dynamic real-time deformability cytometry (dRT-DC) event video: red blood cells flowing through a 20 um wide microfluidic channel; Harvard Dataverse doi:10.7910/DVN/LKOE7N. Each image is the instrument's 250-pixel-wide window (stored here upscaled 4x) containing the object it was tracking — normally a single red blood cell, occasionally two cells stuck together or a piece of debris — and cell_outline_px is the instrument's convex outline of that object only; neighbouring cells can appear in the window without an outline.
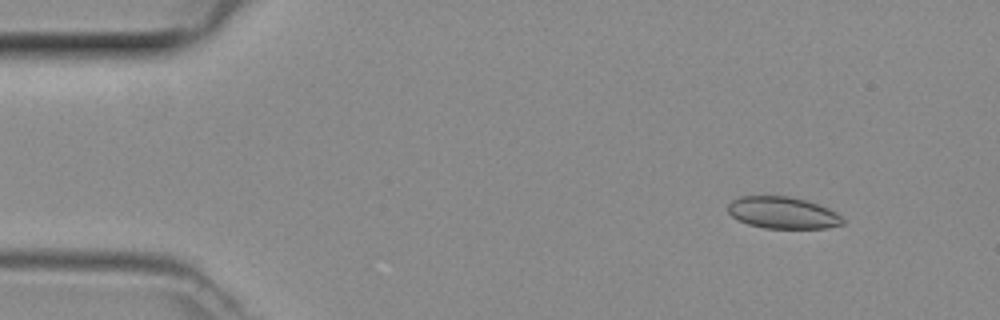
{"species": "common noctule bat (a hibernating species)", "species_latin": "Nyctalus noctula", "temperature_condition": "room temperature", "stored_images_in_passage": 48, "camera_frame_rate_fps": 3000, "um_per_image_px": 0.085, "animal": {"sex": "female", "body_mass_g": 29.2, "forearm_length_mm": 56.3}, "frame": {"image": 1, "passage_image": 5, "time_ms": 1.333, "image_size_px": [1000, 320], "cell_outline_px": [[844, 224], [828, 228], [764, 228], [748, 224], [736, 220], [728, 212], [728, 204], [732, 200], [740, 196], [788, 196], [804, 200], [828, 208], [836, 212], [844, 220]], "centroid_in_image_um": [66.51, 18.09], "position_along_channel_um": 18.5, "area_um2": 21.27}}
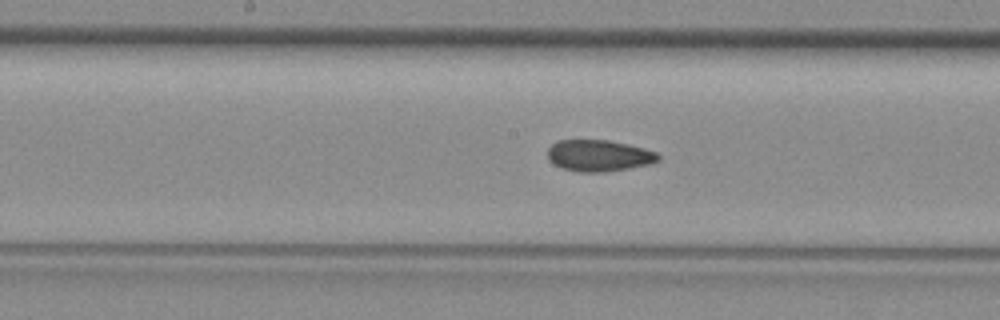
{"frame": {"image": 2, "passage_image": 24, "time_ms": 7.667, "image_size_px": [1000, 320], "cell_outline_px": [[660, 160], [648, 164], [628, 168], [604, 172], [576, 172], [564, 168], [548, 160], [548, 148], [556, 140], [608, 140], [628, 144], [644, 148], [656, 152], [660, 156]], "centroid_in_image_um": [50.9, 13.22], "position_along_channel_um": 197.3, "area_um2": 20.23}}
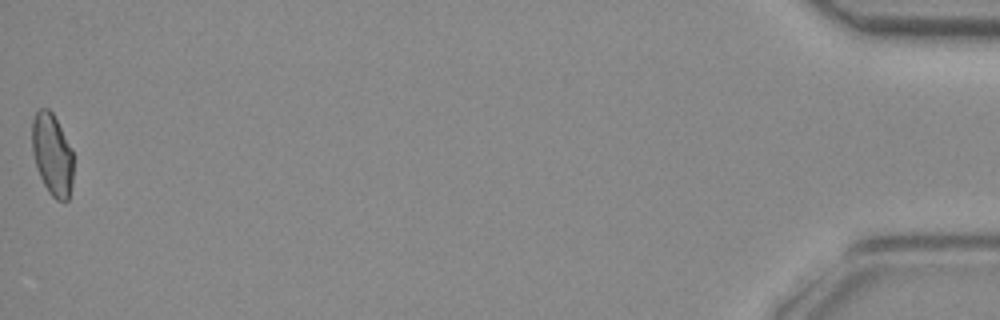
{"frame": {"image": 3, "passage_image": 48, "time_ms": 15.667, "image_size_px": [1000, 320], "cell_outline_px": [[72, 184], [68, 200], [56, 200], [48, 192], [40, 176], [32, 152], [32, 120], [36, 112], [40, 108], [48, 108], [52, 112], [72, 148]], "centroid_in_image_um": [4.43, 13.12], "position_along_channel_um": 430.8, "area_um2": 19.59}}